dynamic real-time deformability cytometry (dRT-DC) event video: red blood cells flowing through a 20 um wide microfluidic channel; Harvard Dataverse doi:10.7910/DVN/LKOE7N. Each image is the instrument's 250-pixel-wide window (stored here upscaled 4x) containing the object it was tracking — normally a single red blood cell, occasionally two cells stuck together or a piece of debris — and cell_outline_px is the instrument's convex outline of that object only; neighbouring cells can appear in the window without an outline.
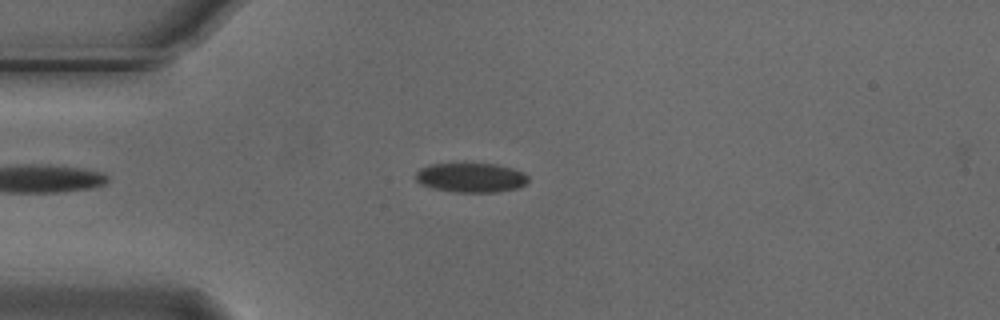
{"species": "Egyptian fruit bat (a non-hibernating species)", "species_latin": "Rousettus aegyptiacus", "temperature_condition": "cold", "stored_images_in_passage": 43, "camera_frame_rate_fps": 3000, "um_per_image_px": 0.085, "animal": {"sex": "male"}, "frame": {"image": 1, "passage_image": 9, "time_ms": 2.667, "image_size_px": [1000, 320], "cell_outline_px": [[528, 180], [520, 188], [496, 192], [452, 192], [432, 188], [420, 184], [416, 180], [416, 172], [420, 168], [428, 164], [464, 160], [496, 164], [512, 168], [524, 172], [528, 176]], "centroid_in_image_um": [39.99, 15.04], "position_along_channel_um": 45.0, "area_um2": 20.4}}
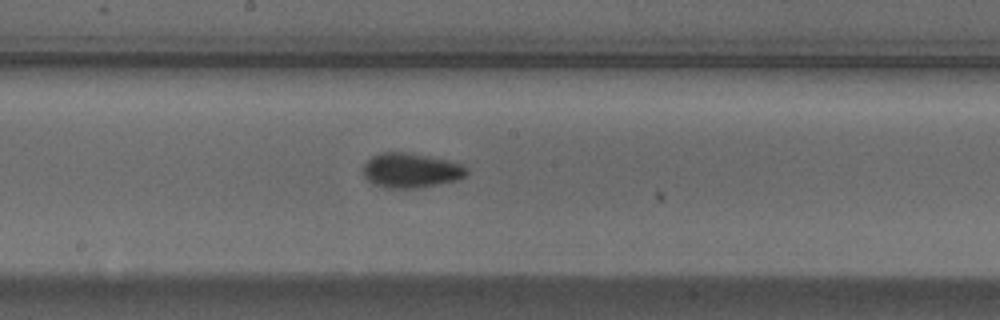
{"frame": {"image": 2, "passage_image": 24, "time_ms": 7.667, "image_size_px": [1000, 320], "cell_outline_px": [[468, 172], [460, 180], [420, 188], [380, 188], [372, 184], [364, 176], [364, 164], [372, 156], [380, 152], [404, 152], [428, 156], [460, 164], [468, 168]], "centroid_in_image_um": [34.91, 14.51], "position_along_channel_um": 213.3, "area_um2": 21.04}}
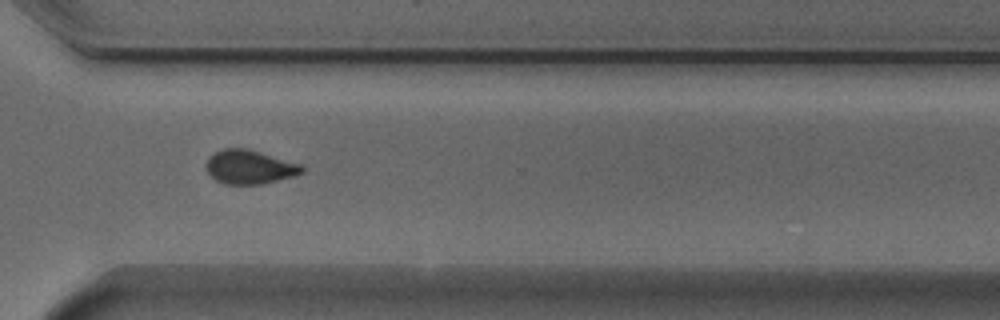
{"frame": {"image": 3, "passage_image": 35, "time_ms": 11.333, "image_size_px": [1000, 320], "cell_outline_px": [[304, 172], [296, 176], [260, 184], [224, 184], [216, 180], [208, 172], [204, 164], [208, 156], [224, 148], [248, 148], [300, 164], [304, 168]], "centroid_in_image_um": [21.2, 14.19], "position_along_channel_um": 349.4, "area_um2": 19.02}, "authors_computed_cell_mechanics": {"area_um2": 19.4208, "velocity_mm_per_s": 3.7129, "shape_relaxation_time_tau1_ms": 3.3212, "shape_relaxation_time_tau2_ms": null, "deformation_change_tau1": 0.0994, "deformation_change_tau2": null}}